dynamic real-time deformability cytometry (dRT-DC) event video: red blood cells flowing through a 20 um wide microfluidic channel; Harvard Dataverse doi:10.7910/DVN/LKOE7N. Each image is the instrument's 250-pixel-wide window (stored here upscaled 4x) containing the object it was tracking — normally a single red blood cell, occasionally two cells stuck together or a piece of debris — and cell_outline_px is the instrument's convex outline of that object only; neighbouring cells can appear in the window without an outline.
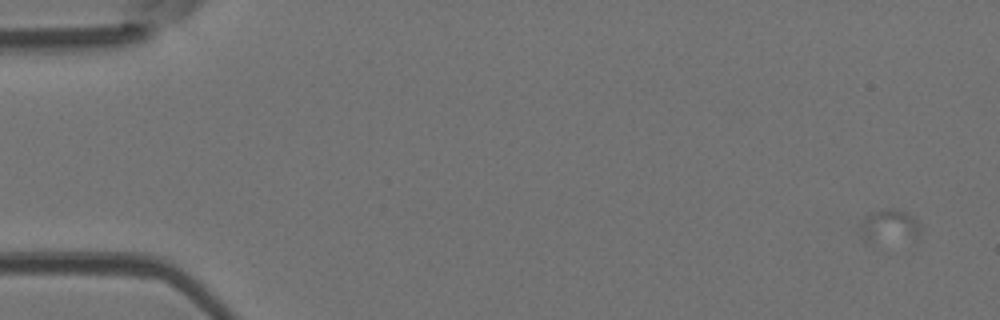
{"species": "Egyptian fruit bat (a non-hibernating species)", "species_latin": "Rousettus aegyptiacus", "temperature_condition": "room temperature", "stored_images_in_passage": 3, "camera_frame_rate_fps": 3000, "um_per_image_px": 0.085, "animal": {"sex": "female"}, "frame": {"image": 1, "passage_image": 1, "time_ms": 0.0, "image_size_px": [1000, 320], "cell_outline_px": [[920, 232], [864, 240], [860, 228], [864, 216], [868, 212], [884, 208], [896, 208], [912, 216], [916, 220], [920, 228]], "centroid_in_image_um": [75.47, 19.03], "position_along_channel_um": 9.5, "area_um2": 10.06}}